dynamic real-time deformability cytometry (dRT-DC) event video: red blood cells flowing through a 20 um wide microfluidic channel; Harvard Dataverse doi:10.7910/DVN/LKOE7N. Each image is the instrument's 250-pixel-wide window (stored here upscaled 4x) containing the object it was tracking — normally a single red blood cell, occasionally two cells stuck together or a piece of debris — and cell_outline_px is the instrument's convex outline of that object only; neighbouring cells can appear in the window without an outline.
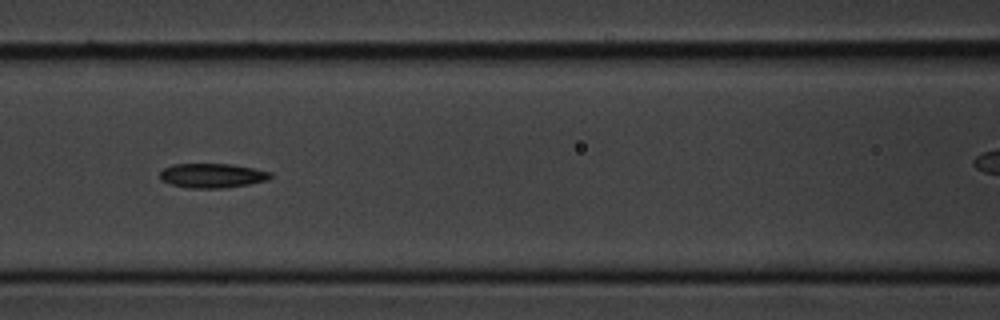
{"species": "common noctule bat (a hibernating species)", "species_latin": "Nyctalus noctula", "temperature_condition": "cold", "stored_images_in_passage": 14, "camera_frame_rate_fps": 3000, "um_per_image_px": 0.085, "animal": {"sex": "male", "body_mass_g": 20.1, "forearm_length_mm": 53.5}, "frame": {"image": 1, "passage_image": 5, "time_ms": 5.667, "image_size_px": [1000, 320], "cell_outline_px": [[272, 176], [268, 180], [248, 184], [224, 188], [188, 188], [172, 184], [160, 180], [160, 172], [164, 168], [172, 164], [232, 164], [272, 172]], "centroid_in_image_um": [18.03, 14.92], "position_along_channel_um": 148.6, "area_um2": 15.72}}
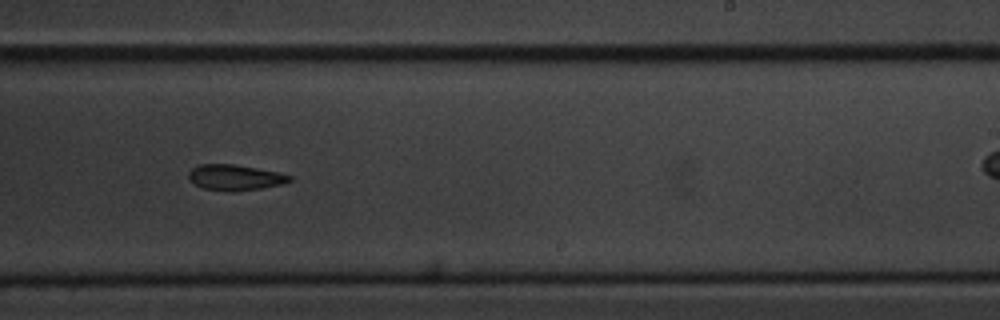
{"frame": {"image": 2, "passage_image": 8, "time_ms": 9.0, "image_size_px": [1000, 320], "cell_outline_px": [[292, 180], [280, 184], [260, 188], [232, 192], [228, 192], [204, 188], [196, 184], [188, 176], [188, 172], [192, 168], [200, 164], [232, 164], [280, 172], [292, 176]], "centroid_in_image_um": [19.98, 15.08], "position_along_channel_um": 269.0, "area_um2": 14.97}}
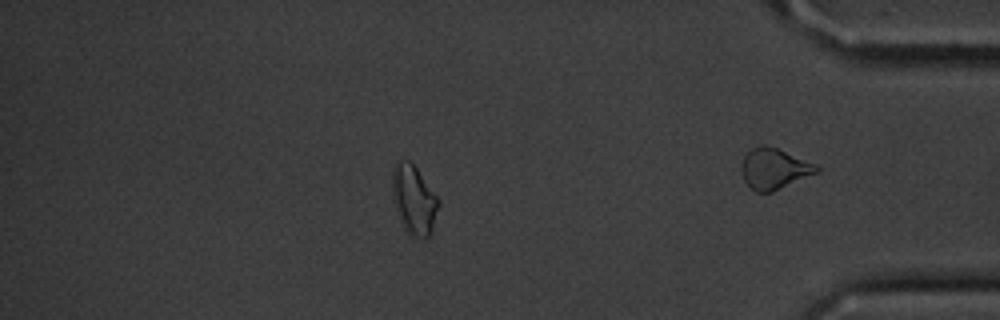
{"frame": {"image": 3, "passage_image": 12, "time_ms": 13.667, "image_size_px": [1000, 320], "cell_outline_px": [[440, 204], [432, 232], [424, 240], [408, 236], [400, 220], [392, 200], [392, 168], [396, 160], [408, 160], [416, 168], [440, 200]], "centroid_in_image_um": [35.17, 17.02], "position_along_channel_um": 400.0, "area_um2": 19.07}, "authors_computed_cell_mechanics": {"area_um2": 16.0684, "velocity_mm_per_s": 3.6219, "shape_relaxation_time_tau1_ms": 4.2565, "shape_relaxation_time_tau2_ms": null, "deformation_change_tau1": 0.094, "deformation_change_tau2": null}}